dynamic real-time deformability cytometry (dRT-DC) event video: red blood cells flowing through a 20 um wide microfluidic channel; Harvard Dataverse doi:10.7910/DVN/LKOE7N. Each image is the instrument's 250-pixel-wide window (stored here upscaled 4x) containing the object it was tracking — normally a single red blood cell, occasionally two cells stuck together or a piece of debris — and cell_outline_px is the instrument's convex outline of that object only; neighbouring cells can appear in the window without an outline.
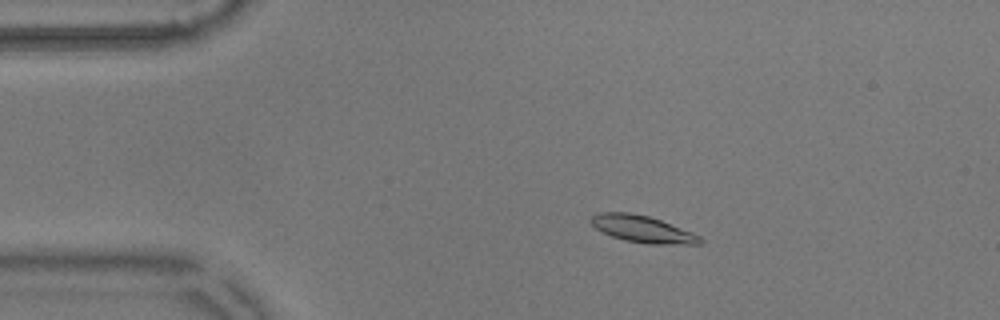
{"species": "common noctule bat (a hibernating species)", "species_latin": "Nyctalus noctula", "temperature_condition": "warm", "stored_images_in_passage": 57, "camera_frame_rate_fps": 3000, "um_per_image_px": 0.085, "animal": {"sex": "male", "body_mass_g": 17.9}, "frame": {"image": 1, "passage_image": 11, "time_ms": 3.333, "image_size_px": [1000, 320], "cell_outline_px": [[704, 240], [700, 244], [648, 244], [624, 240], [612, 236], [596, 228], [588, 220], [596, 212], [628, 212], [648, 216], [660, 220], [692, 232], [700, 236]], "centroid_in_image_um": [54.6, 19.47], "position_along_channel_um": 30.4, "area_um2": 17.05}}
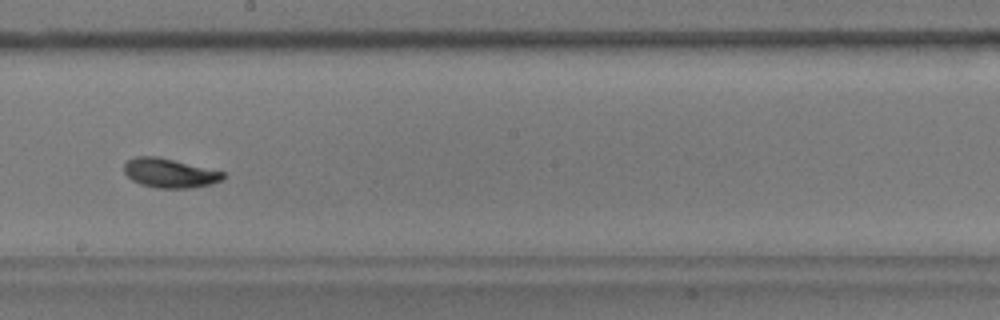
{"frame": {"image": 2, "passage_image": 32, "time_ms": 10.333, "image_size_px": [1000, 320], "cell_outline_px": [[224, 176], [220, 180], [212, 184], [188, 188], [156, 188], [140, 184], [132, 180], [124, 172], [124, 164], [128, 160], [136, 156], [156, 156], [224, 172]], "centroid_in_image_um": [14.38, 14.71], "position_along_channel_um": 233.8, "area_um2": 16.65}}
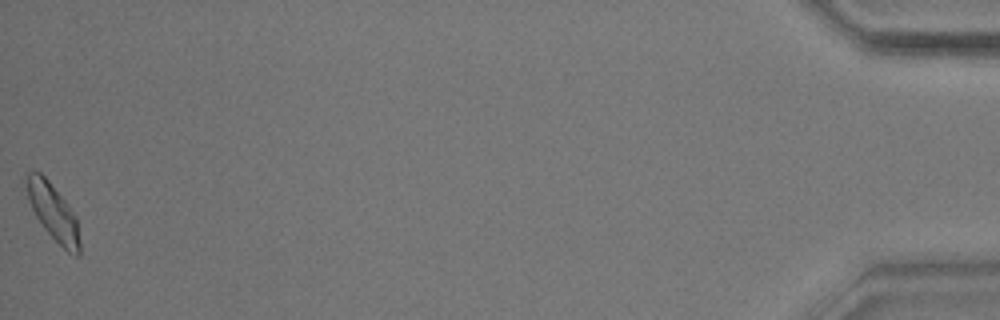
{"frame": {"image": 3, "passage_image": 57, "time_ms": 18.667, "image_size_px": [1000, 320], "cell_outline_px": [[80, 256], [76, 256], [68, 252], [44, 228], [36, 216], [28, 200], [24, 176], [32, 168], [40, 172], [48, 180], [68, 204], [76, 216], [80, 244]], "centroid_in_image_um": [4.49, 17.98], "position_along_channel_um": 430.7, "area_um2": 17.51}, "authors_computed_cell_mechanics": {"area_um2": 16.6464, "velocity_mm_per_s": 3.5684, "shape_relaxation_time_tau1_ms": 2.5091, "shape_relaxation_time_tau2_ms": 4.0443, "deformation_change_tau1": 0.1001, "deformation_change_tau2": 0.0992}}